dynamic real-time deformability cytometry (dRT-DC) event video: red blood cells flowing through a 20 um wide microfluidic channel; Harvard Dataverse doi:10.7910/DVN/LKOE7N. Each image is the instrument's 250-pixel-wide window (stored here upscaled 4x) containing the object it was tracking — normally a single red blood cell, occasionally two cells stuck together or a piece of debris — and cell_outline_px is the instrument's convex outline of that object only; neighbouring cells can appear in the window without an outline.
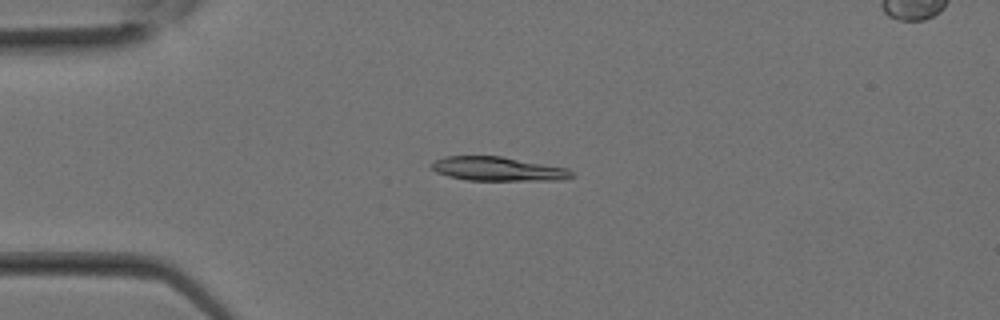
{"species": "Egyptian fruit bat (a non-hibernating species)", "species_latin": "Rousettus aegyptiacus", "temperature_condition": "room temperature", "stored_images_in_passage": 12, "camera_frame_rate_fps": 3000, "um_per_image_px": 0.085, "animal": {"sex": "female"}, "frame": {"image": 1, "passage_image": 7, "time_ms": 2.0, "image_size_px": [1000, 320], "cell_outline_px": [[576, 176], [564, 180], [468, 180], [448, 176], [436, 172], [432, 168], [432, 164], [436, 160], [444, 156], [500, 156], [568, 168]], "centroid_in_image_um": [42.36, 14.36], "position_along_channel_um": 42.6, "area_um2": 19.54}}
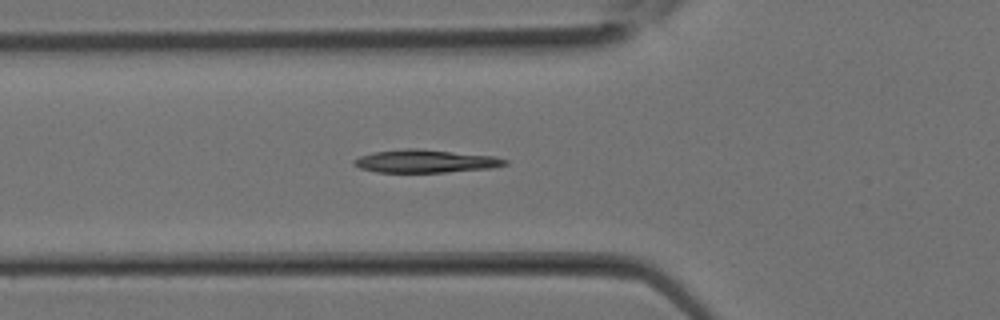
{"frame": {"image": 2, "passage_image": 10, "time_ms": 3.0, "image_size_px": [1000, 320], "cell_outline_px": [[508, 164], [492, 168], [448, 172], [376, 172], [360, 168], [352, 164], [352, 160], [360, 156], [372, 152], [404, 148], [416, 148], [496, 156], [508, 160]], "centroid_in_image_um": [36.16, 13.69], "position_along_channel_um": 89.6, "area_um2": 20.4}}
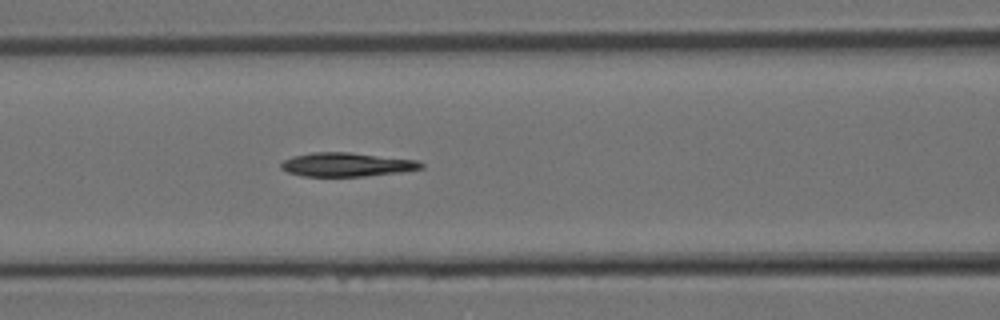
{"frame": {"image": 3, "passage_image": 12, "time_ms": 3.667, "image_size_px": [1000, 320], "cell_outline_px": [[424, 168], [400, 172], [364, 176], [304, 176], [288, 172], [280, 168], [280, 164], [284, 160], [292, 156], [312, 152], [348, 152], [416, 160], [424, 164]], "centroid_in_image_um": [29.45, 13.98], "position_along_channel_um": 137.2, "area_um2": 19.36}}